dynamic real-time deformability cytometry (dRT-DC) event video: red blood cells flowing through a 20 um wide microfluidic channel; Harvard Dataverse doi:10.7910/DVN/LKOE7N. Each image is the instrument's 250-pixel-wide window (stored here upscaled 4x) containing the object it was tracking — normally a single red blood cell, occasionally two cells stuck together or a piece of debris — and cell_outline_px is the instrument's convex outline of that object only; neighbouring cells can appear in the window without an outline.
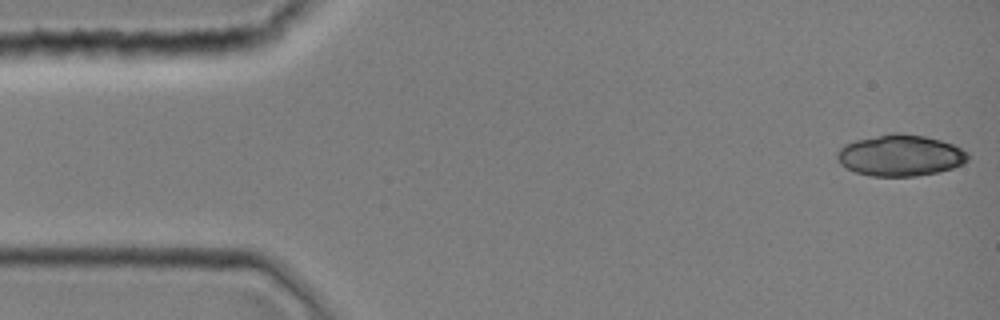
{"species": "common noctule bat (a hibernating species)", "species_latin": "Nyctalus noctula", "temperature_condition": "room temperature", "stored_images_in_passage": 43, "camera_frame_rate_fps": 3000, "um_per_image_px": 0.085, "animal": {"sex": "female", "body_mass_g": 19.0, "forearm_length_mm": 51.5}, "frame": {"image": 1, "passage_image": 1, "time_ms": 0.0, "image_size_px": [1000, 320], "cell_outline_px": [[968, 160], [952, 168], [936, 172], [916, 176], [872, 176], [856, 172], [840, 164], [836, 156], [836, 152], [844, 144], [856, 140], [892, 132], [896, 132], [924, 136], [940, 140], [952, 144], [968, 152]], "centroid_in_image_um": [76.5, 13.2], "position_along_channel_um": 8.5, "area_um2": 31.33}}
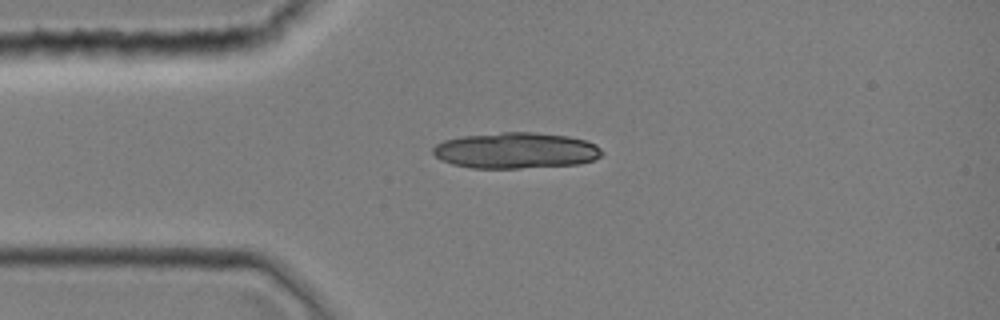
{"frame": {"image": 2, "passage_image": 10, "time_ms": 3.0, "image_size_px": [1000, 320], "cell_outline_px": [[604, 152], [600, 156], [592, 160], [580, 164], [520, 168], [472, 168], [452, 164], [440, 160], [432, 152], [432, 148], [436, 144], [444, 140], [464, 136], [504, 132], [532, 132], [568, 136], [584, 140], [596, 144]], "centroid_in_image_um": [43.84, 12.8], "position_along_channel_um": 41.2, "area_um2": 35.43}}